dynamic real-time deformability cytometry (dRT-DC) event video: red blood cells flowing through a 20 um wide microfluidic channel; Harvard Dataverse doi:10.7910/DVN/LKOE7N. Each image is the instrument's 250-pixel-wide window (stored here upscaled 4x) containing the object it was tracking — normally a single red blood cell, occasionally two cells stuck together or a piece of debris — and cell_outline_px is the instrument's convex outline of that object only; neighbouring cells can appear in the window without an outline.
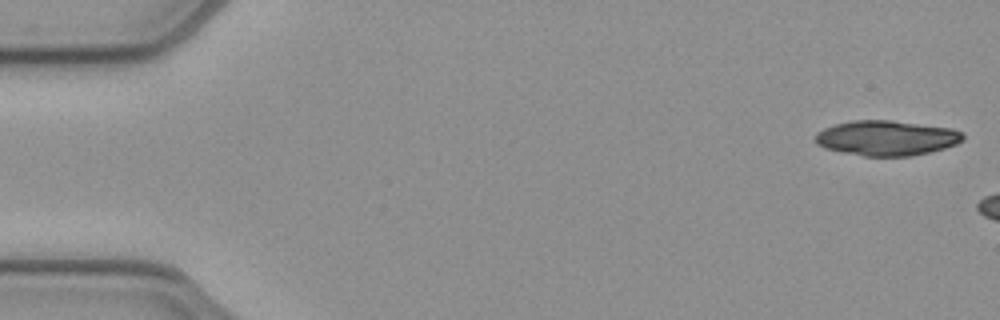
{"species": "common noctule bat (a hibernating species)", "species_latin": "Nyctalus noctula", "temperature_condition": "cold", "stored_images_in_passage": 6, "camera_frame_rate_fps": 3000, "um_per_image_px": 0.085, "animal": {"sex": "female", "body_mass_g": 21.9}, "frame": {"image": 1, "passage_image": 1, "time_ms": 0.0, "image_size_px": [1000, 320], "cell_outline_px": [[964, 140], [956, 144], [944, 148], [912, 156], [864, 156], [824, 148], [816, 144], [816, 132], [824, 128], [836, 124], [852, 120], [892, 120], [952, 128], [964, 132]], "centroid_in_image_um": [75.38, 11.72], "position_along_channel_um": 9.6, "area_um2": 30.23}}